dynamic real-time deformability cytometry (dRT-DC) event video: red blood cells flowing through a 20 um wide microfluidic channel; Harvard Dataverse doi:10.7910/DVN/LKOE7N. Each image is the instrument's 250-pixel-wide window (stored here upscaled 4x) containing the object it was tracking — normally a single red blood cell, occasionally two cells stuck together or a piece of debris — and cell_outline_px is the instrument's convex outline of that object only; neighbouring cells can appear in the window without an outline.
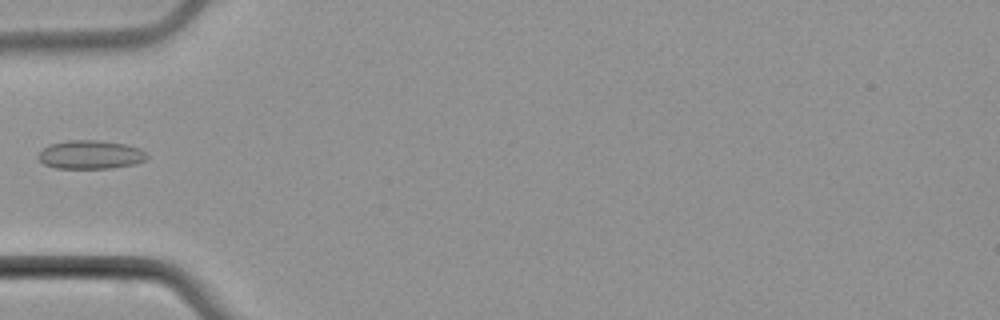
{"species": "common noctule bat (a hibernating species)", "species_latin": "Nyctalus noctula", "temperature_condition": "cold", "stored_images_in_passage": 4, "camera_frame_rate_fps": 3000, "um_per_image_px": 0.085, "animal": {"sex": "male", "body_mass_g": 21.5, "forearm_length_mm": 52.0}, "frame": {"image": 1, "passage_image": 4, "time_ms": 4.333, "image_size_px": [1000, 320], "cell_outline_px": [[148, 156], [144, 160], [136, 164], [112, 168], [56, 168], [44, 164], [40, 160], [40, 152], [48, 144], [68, 140], [100, 140], [124, 144], [140, 148]], "centroid_in_image_um": [7.7, 13.14], "position_along_channel_um": 77.3, "area_um2": 18.03}}